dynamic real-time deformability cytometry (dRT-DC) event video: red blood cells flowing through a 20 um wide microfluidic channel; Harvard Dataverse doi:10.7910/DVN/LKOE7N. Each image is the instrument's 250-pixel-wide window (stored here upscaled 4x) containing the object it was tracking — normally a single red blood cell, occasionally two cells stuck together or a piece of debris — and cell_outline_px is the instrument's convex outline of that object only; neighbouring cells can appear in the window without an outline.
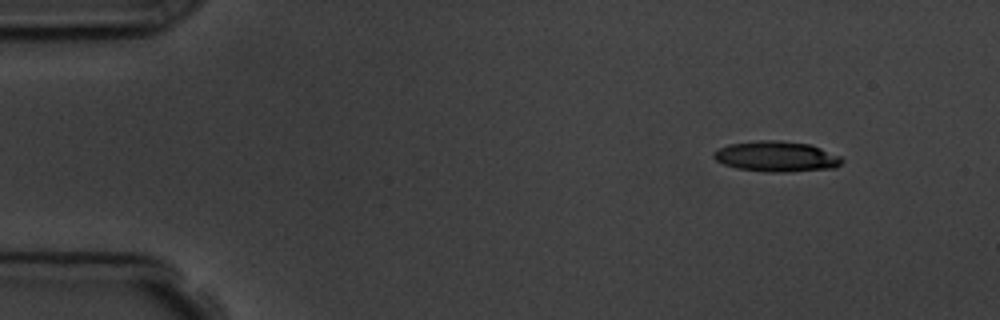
{"species": "common noctule bat (a hibernating species)", "species_latin": "Nyctalus noctula", "temperature_condition": "room temperature", "stored_images_in_passage": 5, "segment_of_instrument_passage": [1, 2], "camera_frame_rate_fps": 3000, "um_per_image_px": 0.085, "animal": {"sex": "male", "body_mass_g": 19.5, "forearm_length_mm": 54.6}, "frame": {"image": 1, "passage_image": 1, "time_ms": 0.0, "image_size_px": [1000, 320], "cell_outline_px": [[844, 160], [836, 168], [788, 172], [772, 172], [736, 168], [724, 164], [716, 160], [712, 156], [712, 152], [728, 144], [760, 140], [780, 140], [808, 144], [820, 148], [840, 156]], "centroid_in_image_um": [65.99, 13.3], "position_along_channel_um": 19.0, "area_um2": 22.77}}